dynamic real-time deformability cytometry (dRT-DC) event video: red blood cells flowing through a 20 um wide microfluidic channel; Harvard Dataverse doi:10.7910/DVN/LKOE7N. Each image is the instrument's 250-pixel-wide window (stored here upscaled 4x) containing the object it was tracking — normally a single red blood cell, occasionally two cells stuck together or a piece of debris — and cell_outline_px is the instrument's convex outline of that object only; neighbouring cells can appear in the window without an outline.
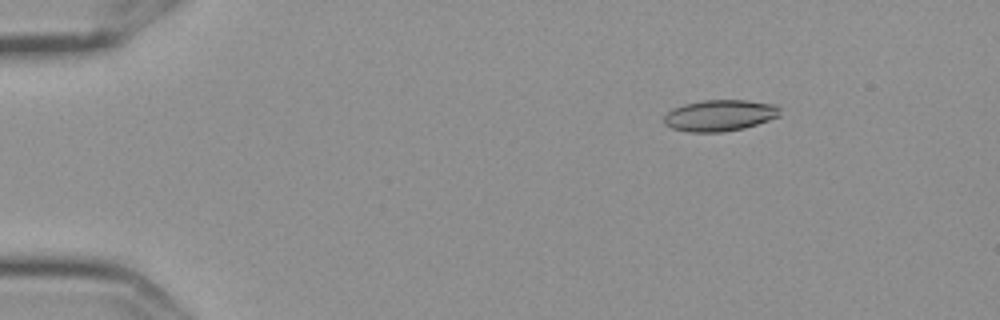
{"species": "Egyptian fruit bat (a non-hibernating species)", "species_latin": "Rousettus aegyptiacus", "temperature_condition": "cold", "stored_images_in_passage": 50, "camera_frame_rate_fps": 3000, "um_per_image_px": 0.085, "frame": {"image": 1, "passage_image": 2, "time_ms": 0.333, "image_size_px": [1000, 320], "cell_outline_px": [[780, 116], [744, 128], [724, 132], [688, 132], [672, 128], [664, 124], [664, 116], [672, 108], [684, 104], [704, 100], [748, 100], [776, 104], [780, 108]], "centroid_in_image_um": [61.18, 9.81], "position_along_channel_um": 23.8, "area_um2": 21.27}}
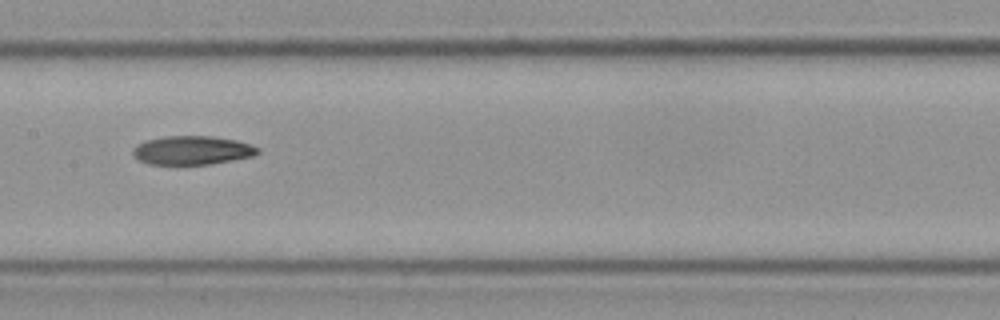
{"frame": {"image": 2, "passage_image": 23, "time_ms": 7.333, "image_size_px": [1000, 320], "cell_outline_px": [[260, 152], [256, 156], [212, 164], [148, 164], [140, 160], [132, 152], [132, 148], [136, 144], [144, 140], [164, 136], [212, 136], [236, 140], [252, 144], [260, 148]], "centroid_in_image_um": [16.38, 12.77], "position_along_channel_um": 191.0, "area_um2": 21.21}}
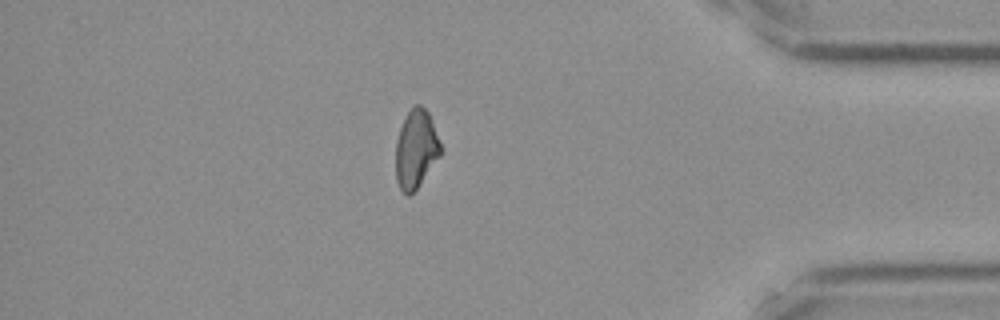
{"frame": {"image": 3, "passage_image": 43, "time_ms": 14.0, "image_size_px": [1000, 320], "cell_outline_px": [[440, 156], [416, 188], [408, 196], [400, 188], [396, 180], [396, 140], [400, 128], [412, 104], [420, 104], [428, 112], [440, 144]], "centroid_in_image_um": [35.33, 12.65], "position_along_channel_um": 399.9, "area_um2": 20.06}, "authors_computed_cell_mechanics": {"area_um2": 21.1837, "velocity_mm_per_s": 3.6083, "shape_relaxation_time_tau1_ms": null, "shape_relaxation_time_tau2_ms": 9.5224, "deformation_change_tau1": null, "deformation_change_tau2": 0.1812}}